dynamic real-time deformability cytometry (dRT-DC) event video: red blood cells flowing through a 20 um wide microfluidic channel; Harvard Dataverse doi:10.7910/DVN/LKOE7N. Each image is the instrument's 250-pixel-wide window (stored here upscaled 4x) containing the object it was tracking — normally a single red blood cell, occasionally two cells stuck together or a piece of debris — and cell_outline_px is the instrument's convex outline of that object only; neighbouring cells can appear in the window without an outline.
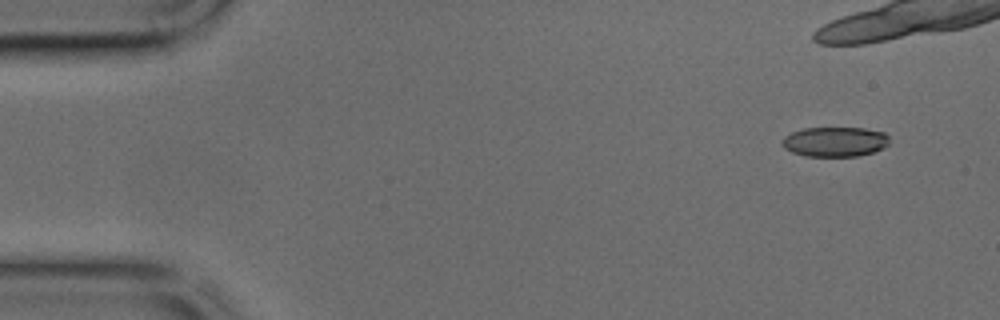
{"species": "common noctule bat (a hibernating species)", "species_latin": "Nyctalus noctula", "temperature_condition": "cold", "stored_images_in_passage": 11, "camera_frame_rate_fps": 3000, "um_per_image_px": 0.085, "animal": {"sex": "male", "body_mass_g": 17.9, "forearm_length_mm": 54.2}, "frame": {"image": 1, "passage_image": 1, "time_ms": 0.0, "image_size_px": [1000, 320], "cell_outline_px": [[888, 144], [884, 148], [872, 152], [856, 156], [804, 156], [792, 152], [784, 148], [780, 140], [784, 136], [792, 132], [804, 128], [864, 128], [884, 132], [888, 136]], "centroid_in_image_um": [70.94, 12.04], "position_along_channel_um": 14.1, "area_um2": 18.67}}